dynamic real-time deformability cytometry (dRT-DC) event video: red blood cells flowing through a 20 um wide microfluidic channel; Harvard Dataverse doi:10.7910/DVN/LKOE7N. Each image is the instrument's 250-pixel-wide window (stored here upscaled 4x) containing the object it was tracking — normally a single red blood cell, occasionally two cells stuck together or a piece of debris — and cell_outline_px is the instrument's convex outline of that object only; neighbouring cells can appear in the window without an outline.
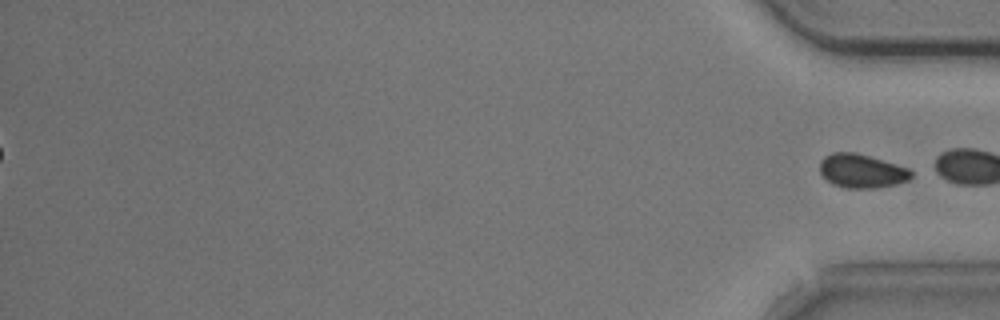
{"species": "common noctule bat (a hibernating species)", "species_latin": "Nyctalus noctula", "temperature_condition": "cold", "stored_images_in_passage": 44, "segment_of_instrument_passage": [2, 2], "camera_frame_rate_fps": 3000, "um_per_image_px": 0.085, "animal": {"sex": "male", "body_mass_g": 20.5, "forearm_length_mm": 52.5}, "frame": {"image": 1, "passage_image": 44, "time_ms": 14.333, "image_size_px": [1000, 320], "cell_outline_px": [[912, 176], [908, 180], [896, 184], [876, 188], [844, 188], [832, 184], [820, 172], [820, 160], [824, 156], [832, 152], [856, 152], [896, 164], [908, 168], [912, 172]], "centroid_in_image_um": [73.23, 14.53], "position_along_channel_um": 362.0, "area_um2": 18.03}}